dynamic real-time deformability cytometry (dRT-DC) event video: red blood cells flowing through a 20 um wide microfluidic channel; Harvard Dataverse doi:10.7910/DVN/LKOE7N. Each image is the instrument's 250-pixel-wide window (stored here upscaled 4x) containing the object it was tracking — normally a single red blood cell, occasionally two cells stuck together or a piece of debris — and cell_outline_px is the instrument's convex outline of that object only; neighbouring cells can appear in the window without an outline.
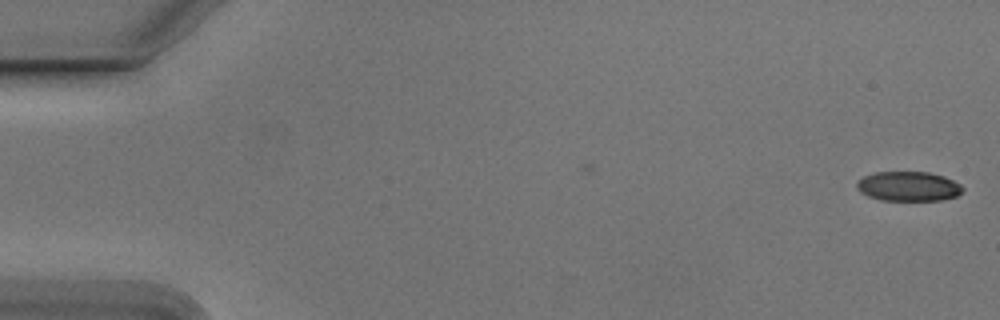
{"species": "Egyptian fruit bat (a non-hibernating species)", "species_latin": "Rousettus aegyptiacus", "temperature_condition": "cold", "stored_images_in_passage": 3, "camera_frame_rate_fps": 3000, "um_per_image_px": 0.085, "animal": {"sex": "male"}, "frame": {"image": 1, "passage_image": 3, "time_ms": 0.667, "image_size_px": [1000, 320], "cell_outline_px": [[964, 188], [956, 196], [940, 200], [880, 200], [868, 196], [860, 192], [856, 188], [856, 180], [864, 176], [876, 172], [928, 172], [944, 176], [960, 184]], "centroid_in_image_um": [77.17, 15.83], "position_along_channel_um": 7.8, "area_um2": 18.26}}